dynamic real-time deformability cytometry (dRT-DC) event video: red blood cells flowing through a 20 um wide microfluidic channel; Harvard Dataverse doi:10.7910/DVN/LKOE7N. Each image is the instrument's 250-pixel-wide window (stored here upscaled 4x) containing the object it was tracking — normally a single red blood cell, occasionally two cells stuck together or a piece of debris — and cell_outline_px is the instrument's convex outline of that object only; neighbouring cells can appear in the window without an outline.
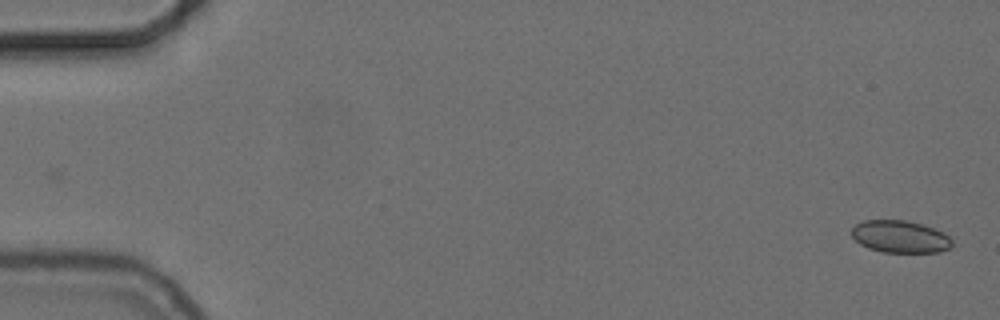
{"species": "common noctule bat (a hibernating species)", "species_latin": "Nyctalus noctula", "temperature_condition": "cold", "stored_images_in_passage": 55, "camera_frame_rate_fps": 3000, "um_per_image_px": 0.085, "animal": {"sex": "female", "body_mass_g": 24.6, "forearm_length_mm": 56.2}, "frame": {"image": 1, "passage_image": 1, "time_ms": 0.0, "image_size_px": [1000, 320], "cell_outline_px": [[952, 248], [940, 252], [884, 252], [868, 248], [860, 244], [852, 236], [852, 228], [856, 224], [864, 220], [904, 220], [920, 224], [944, 232], [952, 240]], "centroid_in_image_um": [76.52, 20.12], "position_along_channel_um": 8.5, "area_um2": 18.84}}
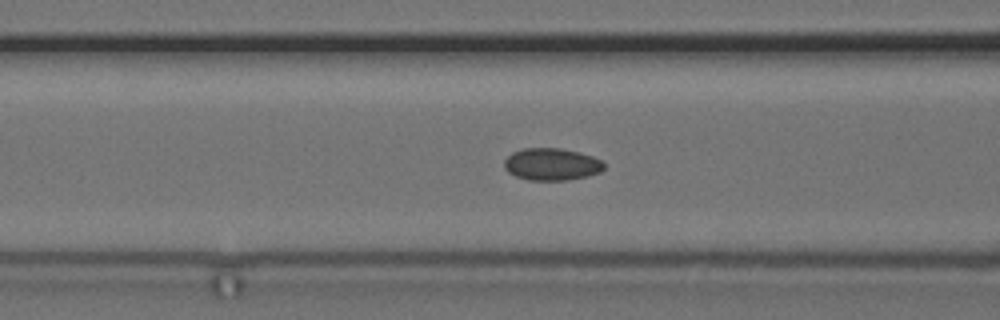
{"frame": {"image": 2, "passage_image": 22, "time_ms": 7.0, "image_size_px": [1000, 320], "cell_outline_px": [[604, 168], [600, 172], [588, 176], [568, 180], [528, 180], [516, 176], [508, 172], [504, 168], [504, 160], [512, 152], [524, 148], [560, 148], [580, 152], [592, 156], [600, 160], [604, 164]], "centroid_in_image_um": [46.88, 13.96], "position_along_channel_um": 119.7, "area_um2": 18.79}}
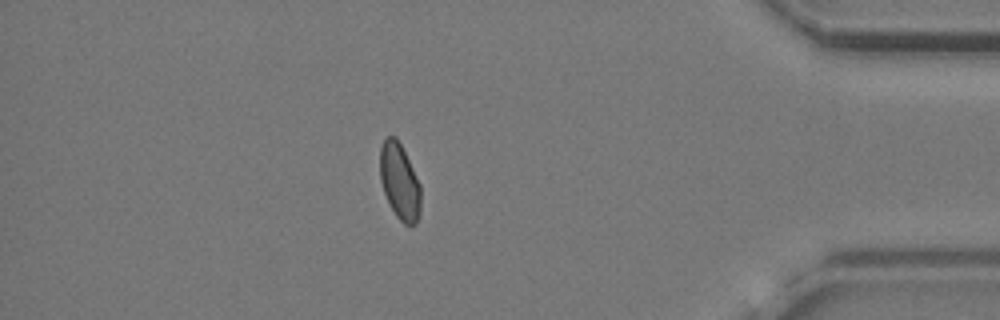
{"frame": {"image": 3, "passage_image": 48, "time_ms": 15.667, "image_size_px": [1000, 320], "cell_outline_px": [[420, 212], [416, 224], [404, 224], [396, 216], [384, 192], [380, 180], [380, 148], [384, 140], [388, 136], [396, 136], [420, 184]], "centroid_in_image_um": [33.96, 15.43], "position_along_channel_um": 401.2, "area_um2": 17.74}, "authors_computed_cell_mechanics": {"area_um2": 18.7272, "velocity_mm_per_s": 3.7002, "shape_relaxation_time_tau1_ms": null, "shape_relaxation_time_tau2_ms": 2.0724, "deformation_change_tau1": null, "deformation_change_tau2": 0.0542}}